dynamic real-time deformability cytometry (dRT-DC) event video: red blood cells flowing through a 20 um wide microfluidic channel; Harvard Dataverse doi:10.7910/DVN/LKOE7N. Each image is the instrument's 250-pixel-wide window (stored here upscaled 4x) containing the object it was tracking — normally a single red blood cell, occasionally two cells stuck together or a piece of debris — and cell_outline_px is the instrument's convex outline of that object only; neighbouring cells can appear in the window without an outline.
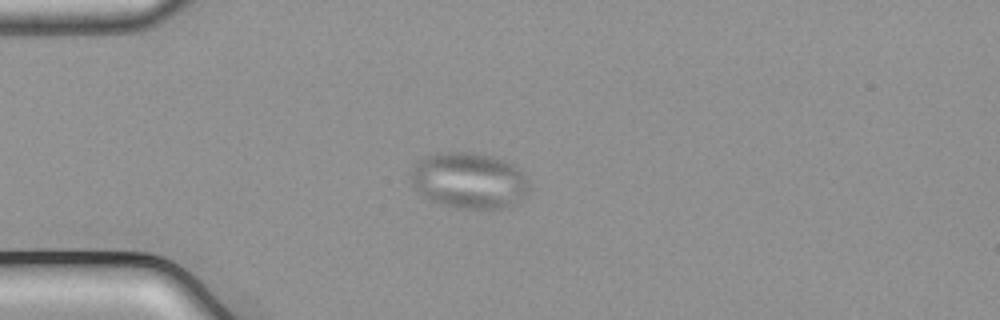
{"species": "common noctule bat (a hibernating species)", "species_latin": "Nyctalus noctula", "temperature_condition": "cold", "stored_images_in_passage": 55, "camera_frame_rate_fps": 3000, "um_per_image_px": 0.085, "animal": {"sex": "male", "body_mass_g": 21.5, "forearm_length_mm": 52.0}, "frame": {"image": 1, "passage_image": 15, "time_ms": 4.667, "image_size_px": [1000, 320], "cell_outline_px": [[528, 196], [520, 204], [504, 208], [456, 208], [440, 204], [428, 200], [420, 196], [408, 184], [408, 172], [424, 156], [436, 152], [476, 152], [492, 156], [504, 160], [512, 164], [528, 180]], "centroid_in_image_um": [39.81, 15.36], "position_along_channel_um": 45.2, "area_um2": 39.77}}
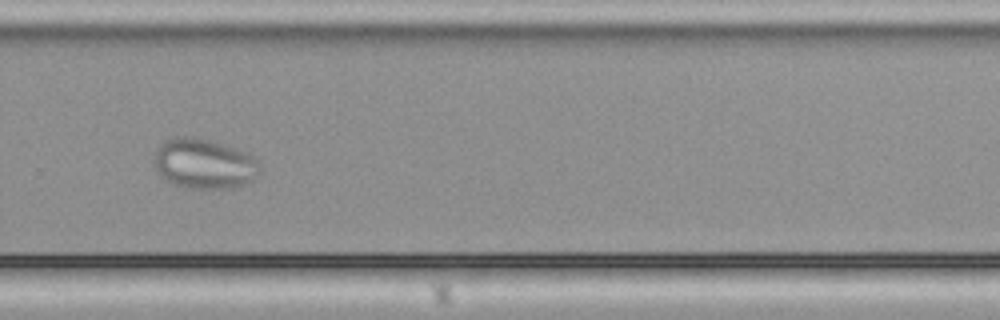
{"frame": {"image": 2, "passage_image": 38, "time_ms": 12.333, "image_size_px": [1000, 320], "cell_outline_px": [[260, 172], [252, 180], [236, 188], [188, 188], [172, 184], [164, 180], [156, 172], [152, 164], [152, 160], [156, 148], [168, 136], [192, 136], [208, 140], [236, 148], [256, 156], [260, 164]], "centroid_in_image_um": [17.3, 13.91], "position_along_channel_um": 312.5, "area_um2": 31.67}}
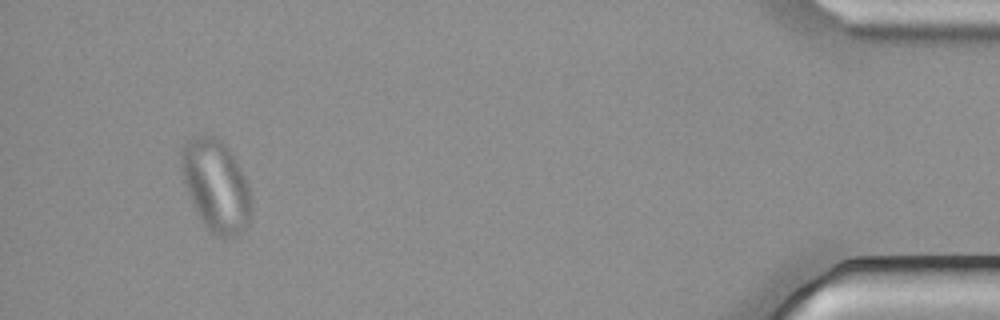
{"frame": {"image": 3, "passage_image": 52, "time_ms": 17.0, "image_size_px": [1000, 320], "cell_outline_px": [[252, 220], [236, 236], [216, 236], [208, 232], [192, 200], [184, 180], [180, 160], [180, 152], [184, 144], [188, 140], [204, 132], [216, 136], [224, 140], [240, 168], [248, 184], [252, 208]], "centroid_in_image_um": [18.38, 15.73], "position_along_channel_um": 416.8, "area_um2": 37.51}}